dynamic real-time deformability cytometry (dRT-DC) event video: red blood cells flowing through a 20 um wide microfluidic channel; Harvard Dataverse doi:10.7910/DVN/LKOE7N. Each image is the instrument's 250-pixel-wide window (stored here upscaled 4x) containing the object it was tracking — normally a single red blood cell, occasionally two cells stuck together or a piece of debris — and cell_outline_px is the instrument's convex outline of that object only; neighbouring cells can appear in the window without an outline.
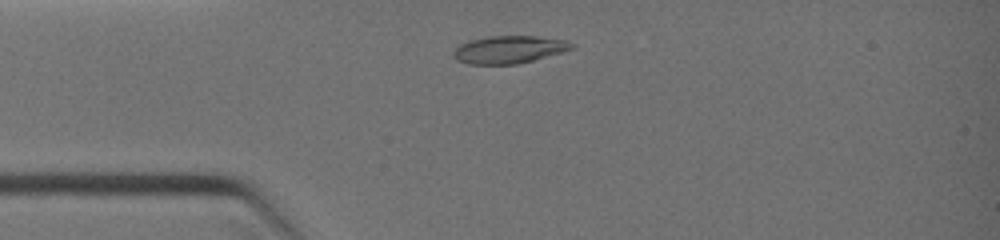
{"species": "common noctule bat (a hibernating species)", "species_latin": "Nyctalus noctula", "temperature_condition": "warm", "stored_images_in_passage": 11, "camera_frame_rate_fps": 3000, "um_per_image_px": 0.085, "animal": {"sex": "female", "body_mass_g": 19.0, "forearm_length_mm": 51.5}, "frame": {"image": 1, "passage_image": 1, "time_ms": 0.0, "image_size_px": [1000, 240], "cell_outline_px": [[576, 44], [572, 48], [564, 52], [516, 64], [468, 64], [456, 60], [452, 56], [452, 52], [460, 44], [472, 40], [488, 36], [536, 36], [568, 40]], "centroid_in_image_um": [43.28, 4.21], "position_along_channel_um": 41.7, "area_um2": 19.07}}
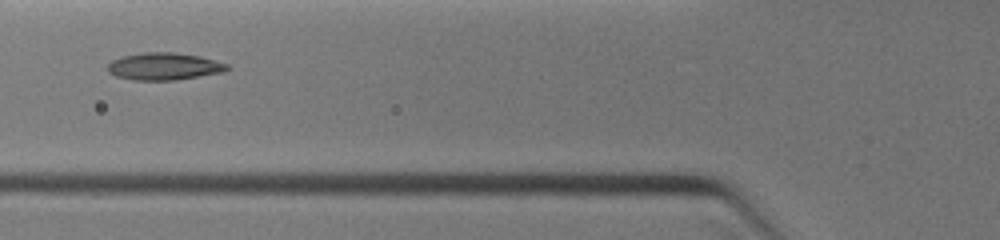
{"frame": {"image": 2, "passage_image": 4, "time_ms": 1.667, "image_size_px": [1000, 240], "cell_outline_px": [[232, 68], [224, 72], [176, 80], [132, 80], [116, 76], [108, 72], [108, 64], [112, 60], [120, 56], [144, 52], [176, 52], [200, 56], [228, 64]], "centroid_in_image_um": [13.96, 5.64], "position_along_channel_um": 111.8, "area_um2": 19.19}}
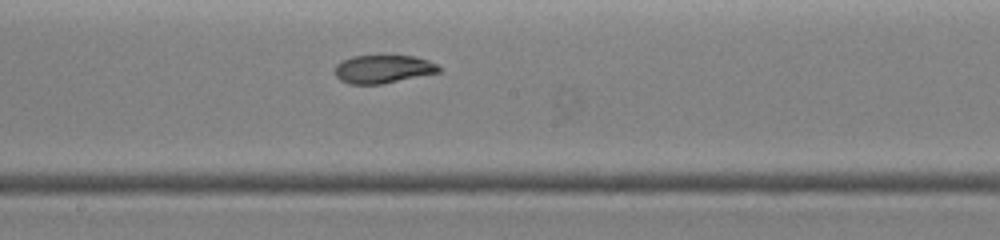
{"frame": {"image": 3, "passage_image": 10, "time_ms": 3.667, "image_size_px": [1000, 240], "cell_outline_px": [[444, 68], [440, 72], [380, 84], [348, 84], [340, 80], [336, 76], [336, 64], [340, 60], [352, 56], [416, 56], [428, 60]], "centroid_in_image_um": [32.57, 5.87], "position_along_channel_um": 215.6, "area_um2": 17.11}}